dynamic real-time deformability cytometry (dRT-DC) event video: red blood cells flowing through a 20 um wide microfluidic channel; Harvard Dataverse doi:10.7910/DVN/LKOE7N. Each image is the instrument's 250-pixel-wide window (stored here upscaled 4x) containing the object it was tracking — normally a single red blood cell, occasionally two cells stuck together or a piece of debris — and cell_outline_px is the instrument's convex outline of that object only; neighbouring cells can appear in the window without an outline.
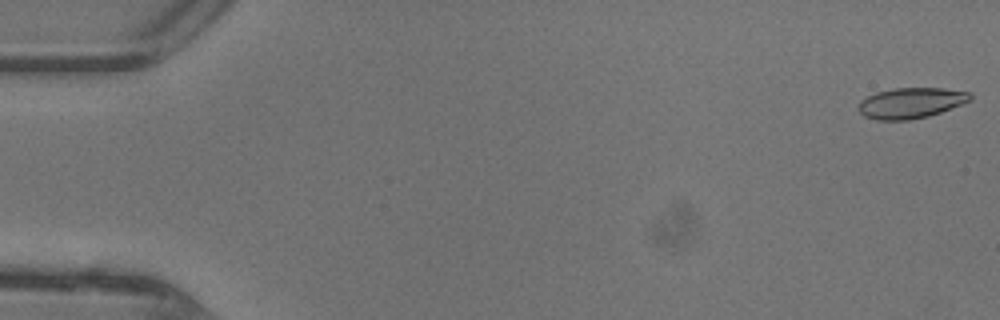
{"species": "common noctule bat (a hibernating species)", "species_latin": "Nyctalus noctula", "temperature_condition": "warm", "stored_images_in_passage": 45, "camera_frame_rate_fps": 3000, "um_per_image_px": 0.085, "animal": {"sex": "female"}, "frame": {"image": 1, "passage_image": 1, "time_ms": 0.0, "image_size_px": [1000, 320], "cell_outline_px": [[972, 100], [940, 112], [928, 116], [908, 120], [876, 120], [864, 116], [860, 112], [860, 100], [876, 92], [896, 88], [944, 88], [972, 92]], "centroid_in_image_um": [77.46, 8.74], "position_along_channel_um": 7.5, "area_um2": 19.88}}
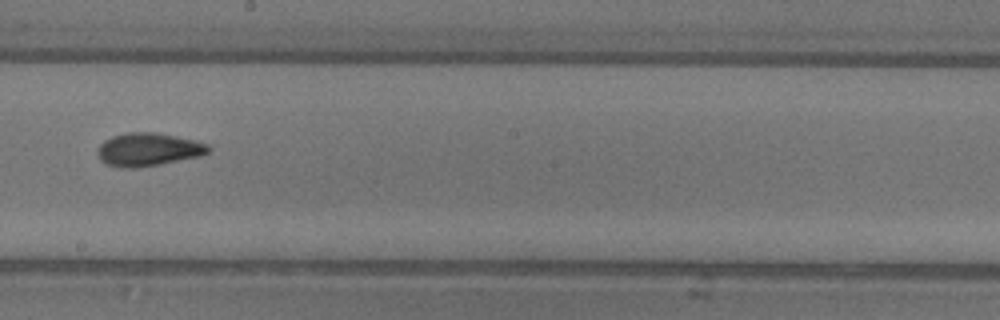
{"frame": {"image": 2, "passage_image": 27, "time_ms": 8.667, "image_size_px": [1000, 320], "cell_outline_px": [[212, 148], [208, 152], [200, 156], [160, 164], [136, 168], [120, 168], [108, 164], [100, 160], [96, 152], [100, 144], [104, 140], [112, 136], [128, 132], [156, 132], [196, 140], [208, 144]], "centroid_in_image_um": [12.6, 12.7], "position_along_channel_um": 235.6, "area_um2": 21.56}}
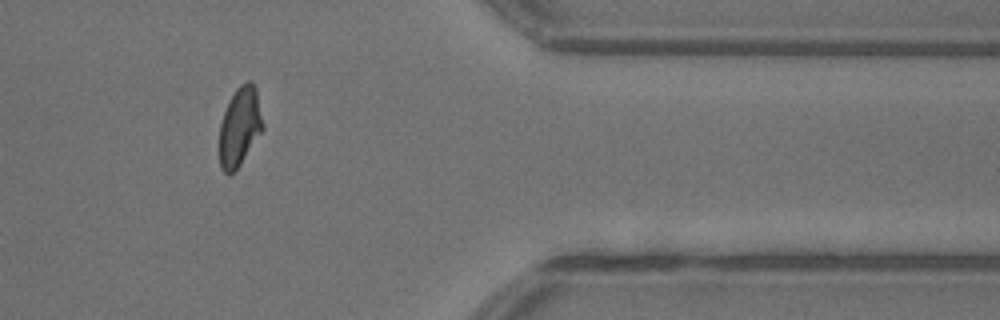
{"frame": {"image": 3, "passage_image": 39, "time_ms": 12.667, "image_size_px": [1000, 320], "cell_outline_px": [[264, 128], [240, 164], [228, 176], [220, 168], [220, 124], [228, 100], [236, 88], [240, 84], [248, 80], [252, 80], [256, 88], [264, 124]], "centroid_in_image_um": [20.39, 10.72], "position_along_channel_um": 391.0, "area_um2": 20.0}, "authors_computed_cell_mechanics": {"area_um2": 20.23, "velocity_mm_per_s": 4.4545, "shape_relaxation_time_tau1_ms": 4.513, "shape_relaxation_time_tau2_ms": 1.4506, "deformation_change_tau1": 0.1595, "deformation_change_tau2": 0.0742}}